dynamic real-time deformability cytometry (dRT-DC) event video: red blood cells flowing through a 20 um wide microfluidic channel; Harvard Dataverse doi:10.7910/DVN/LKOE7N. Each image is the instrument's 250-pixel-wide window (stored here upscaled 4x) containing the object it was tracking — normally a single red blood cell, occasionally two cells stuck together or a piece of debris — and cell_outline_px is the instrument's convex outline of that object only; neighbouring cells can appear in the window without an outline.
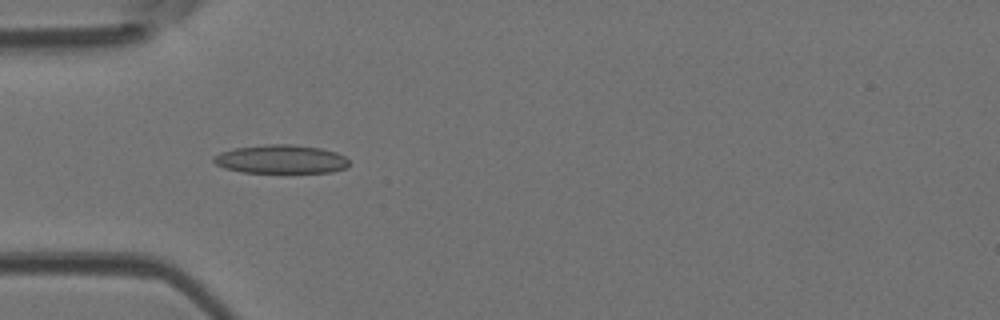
{"species": "Egyptian fruit bat (a non-hibernating species)", "species_latin": "Rousettus aegyptiacus", "temperature_condition": "room temperature", "stored_images_in_passage": 34, "camera_frame_rate_fps": 3000, "um_per_image_px": 0.085, "animal": {"sex": "female"}, "frame": {"image": 1, "passage_image": 1, "time_ms": 0.0, "image_size_px": [1000, 320], "cell_outline_px": [[348, 164], [344, 168], [332, 172], [240, 172], [224, 168], [216, 164], [212, 160], [212, 156], [220, 152], [236, 148], [268, 144], [292, 144], [320, 148], [336, 152], [344, 156], [348, 160]], "centroid_in_image_um": [23.84, 13.53], "position_along_channel_um": 61.2, "area_um2": 22.48}}
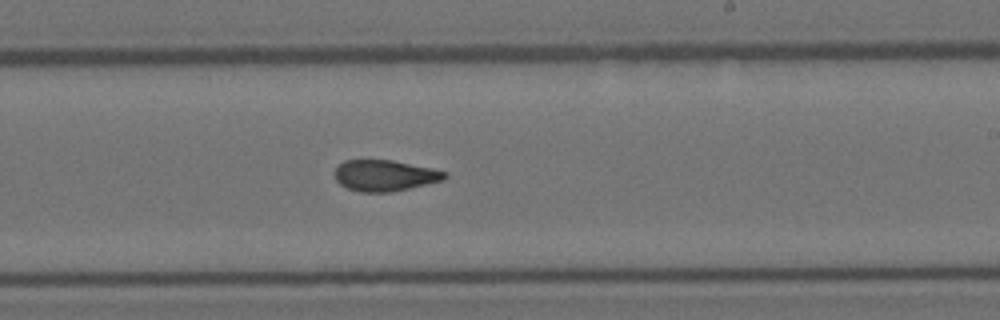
{"frame": {"image": 2, "passage_image": 15, "time_ms": 4.667, "image_size_px": [1000, 320], "cell_outline_px": [[448, 176], [444, 180], [392, 192], [360, 192], [348, 188], [340, 184], [336, 180], [336, 168], [344, 160], [392, 160], [432, 168], [448, 172]], "centroid_in_image_um": [32.74, 14.92], "position_along_channel_um": 256.3, "area_um2": 19.88}}
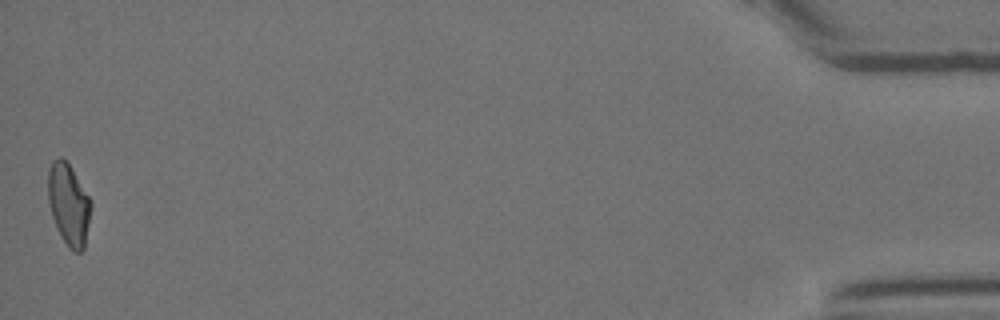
{"frame": {"image": 3, "passage_image": 34, "time_ms": 11.0, "image_size_px": [1000, 320], "cell_outline_px": [[92, 204], [84, 248], [80, 252], [76, 252], [68, 248], [60, 236], [52, 216], [48, 200], [48, 172], [52, 160], [60, 156], [68, 164], [92, 200]], "centroid_in_image_um": [5.84, 17.39], "position_along_channel_um": 429.4, "area_um2": 20.35}, "authors_computed_cell_mechanics": {"area_um2": 20.4323, "velocity_mm_per_s": 4.2296, "shape_relaxation_time_tau1_ms": null, "shape_relaxation_time_tau2_ms": 2.097, "deformation_change_tau1": null, "deformation_change_tau2": 0.083}}